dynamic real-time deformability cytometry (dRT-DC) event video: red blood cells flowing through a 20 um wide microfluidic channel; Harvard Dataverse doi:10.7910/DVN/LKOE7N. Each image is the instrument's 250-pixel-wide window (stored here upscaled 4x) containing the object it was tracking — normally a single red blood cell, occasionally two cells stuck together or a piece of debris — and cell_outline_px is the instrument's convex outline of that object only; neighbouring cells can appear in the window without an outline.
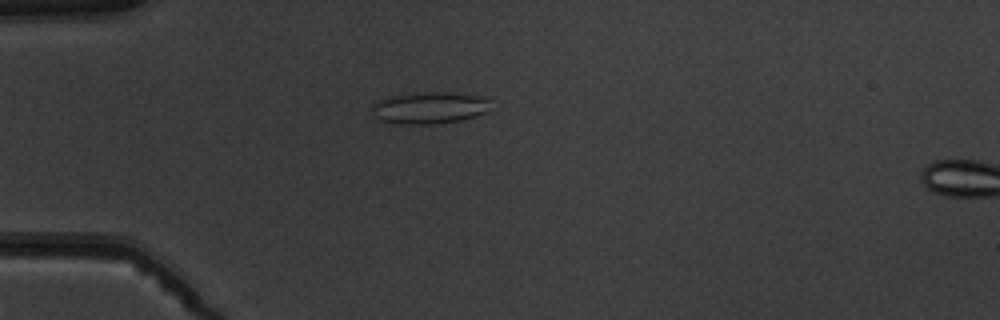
{"species": "common noctule bat (a hibernating species)", "species_latin": "Nyctalus noctula", "temperature_condition": "warm", "stored_images_in_passage": 6, "camera_frame_rate_fps": 3000, "um_per_image_px": 0.085, "animal": {"sex": "male", "body_mass_g": 19.5, "forearm_length_mm": 54.6}, "frame": {"image": 1, "passage_image": 5, "time_ms": 4.667, "image_size_px": [1000, 320], "cell_outline_px": [[488, 112], [460, 120], [432, 124], [400, 124], [380, 120], [372, 112], [372, 104], [380, 100], [392, 96], [416, 92], [452, 92], [480, 96], [488, 100]], "centroid_in_image_um": [36.49, 9.16], "position_along_channel_um": 48.5, "area_um2": 21.85}}